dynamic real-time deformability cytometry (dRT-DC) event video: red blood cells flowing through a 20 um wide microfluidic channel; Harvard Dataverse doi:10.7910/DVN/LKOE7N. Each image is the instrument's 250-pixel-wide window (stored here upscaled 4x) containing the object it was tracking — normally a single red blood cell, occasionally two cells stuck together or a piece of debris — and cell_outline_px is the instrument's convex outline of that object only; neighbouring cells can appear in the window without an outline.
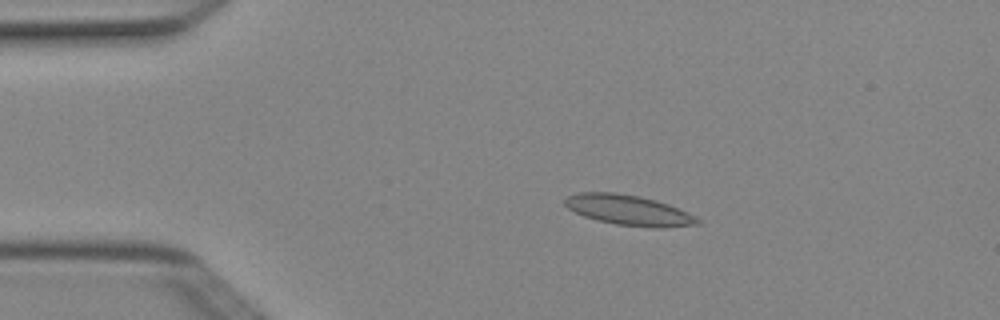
{"species": "Egyptian fruit bat (a non-hibernating species)", "species_latin": "Rousettus aegyptiacus", "temperature_condition": "cold", "stored_images_in_passage": 3, "camera_frame_rate_fps": 3000, "um_per_image_px": 0.085, "animal": {"sex": "female"}, "frame": {"image": 1, "passage_image": 2, "time_ms": 0.333, "image_size_px": [1000, 320], "cell_outline_px": [[700, 224], [664, 228], [652, 228], [616, 224], [596, 220], [584, 216], [568, 208], [564, 204], [564, 200], [568, 196], [580, 192], [612, 192], [640, 196], [656, 200], [668, 204], [688, 212], [700, 220]], "centroid_in_image_um": [53.45, 17.87], "position_along_channel_um": 31.5, "area_um2": 23.41}}